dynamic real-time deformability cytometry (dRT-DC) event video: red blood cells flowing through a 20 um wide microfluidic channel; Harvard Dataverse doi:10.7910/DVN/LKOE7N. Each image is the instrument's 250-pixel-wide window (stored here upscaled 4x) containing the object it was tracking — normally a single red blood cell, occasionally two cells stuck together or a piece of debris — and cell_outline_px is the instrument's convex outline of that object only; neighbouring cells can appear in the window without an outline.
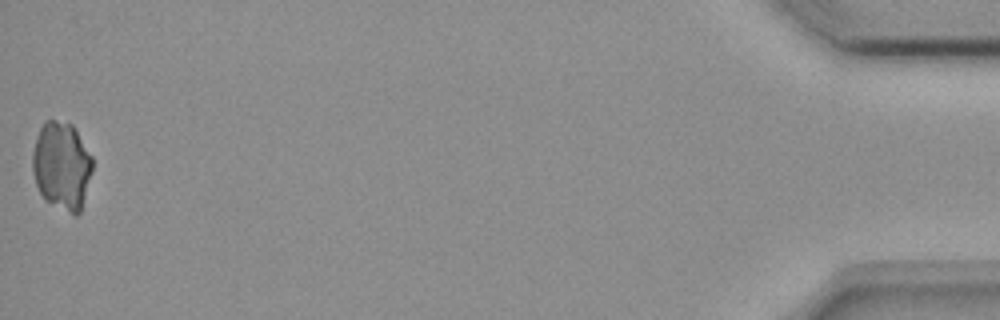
{"species": "common noctule bat (a hibernating species)", "species_latin": "Nyctalus noctula", "temperature_condition": "room temperature", "stored_images_in_passage": 54, "camera_frame_rate_fps": 3000, "um_per_image_px": 0.085, "animal": {"sex": "female", "body_mass_g": 18.4}, "frame": {"image": 1, "passage_image": 54, "time_ms": 17.667, "image_size_px": [1000, 320], "cell_outline_px": [[92, 172], [80, 212], [76, 216], [44, 200], [36, 184], [32, 172], [32, 152], [36, 136], [44, 120], [56, 120], [72, 124], [92, 156]], "centroid_in_image_um": [5.23, 14.08], "position_along_channel_um": 430.0, "area_um2": 30.87}}